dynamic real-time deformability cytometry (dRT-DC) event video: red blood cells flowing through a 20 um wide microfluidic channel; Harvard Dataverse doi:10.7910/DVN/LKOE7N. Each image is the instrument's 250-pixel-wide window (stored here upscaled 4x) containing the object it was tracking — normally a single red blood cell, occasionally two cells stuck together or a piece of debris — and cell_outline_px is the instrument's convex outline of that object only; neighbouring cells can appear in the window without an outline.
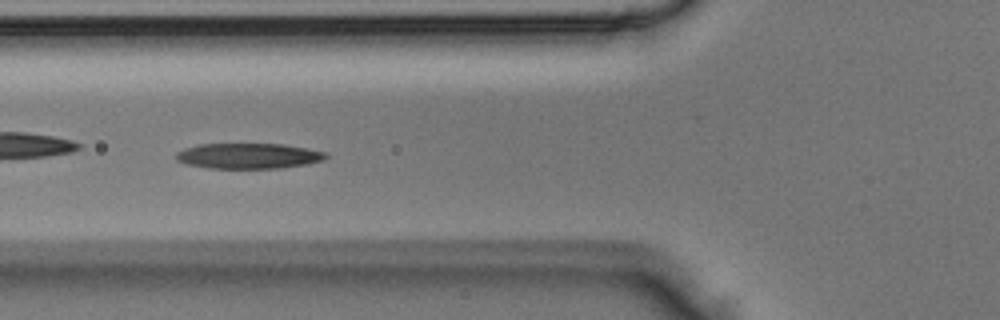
{"species": "Egyptian fruit bat (a non-hibernating species)", "species_latin": "Rousettus aegyptiacus", "temperature_condition": "room temperature", "stored_images_in_passage": 5, "camera_frame_rate_fps": 3000, "um_per_image_px": 0.085, "animal": {"sex": "male"}, "frame": {"image": 1, "passage_image": 5, "time_ms": 1.333, "image_size_px": [1000, 320], "cell_outline_px": [[328, 156], [324, 160], [308, 164], [280, 168], [208, 168], [188, 164], [176, 160], [176, 152], [184, 148], [200, 144], [284, 144], [308, 148], [328, 152]], "centroid_in_image_um": [21.16, 13.25], "position_along_channel_um": 104.6, "area_um2": 22.37}}